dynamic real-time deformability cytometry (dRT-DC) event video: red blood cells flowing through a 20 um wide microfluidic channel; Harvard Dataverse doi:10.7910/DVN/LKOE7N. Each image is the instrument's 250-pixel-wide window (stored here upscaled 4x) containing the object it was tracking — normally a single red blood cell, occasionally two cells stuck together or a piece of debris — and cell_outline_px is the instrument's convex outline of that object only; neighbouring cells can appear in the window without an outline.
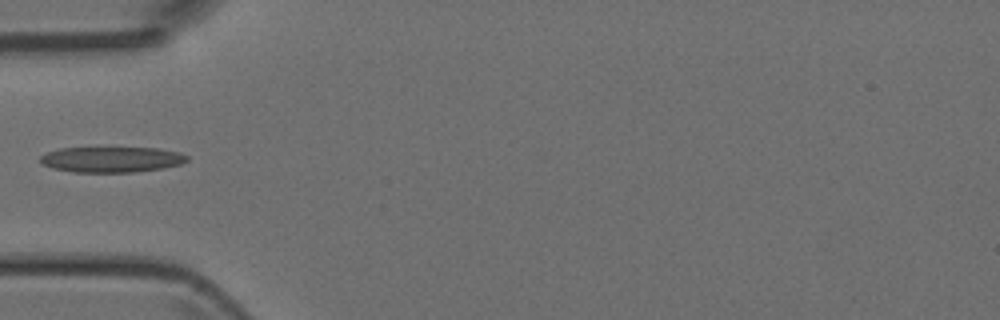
{"species": "Egyptian fruit bat (a non-hibernating species)", "species_latin": "Rousettus aegyptiacus", "temperature_condition": "room temperature", "stored_images_in_passage": 9, "camera_frame_rate_fps": 3000, "um_per_image_px": 0.085, "animal": {"sex": "female"}, "frame": {"image": 1, "passage_image": 1, "time_ms": 0.0, "image_size_px": [1000, 320], "cell_outline_px": [[188, 160], [180, 164], [164, 168], [132, 172], [72, 172], [52, 168], [40, 164], [40, 156], [48, 152], [60, 148], [160, 148], [180, 152], [188, 156]], "centroid_in_image_um": [9.48, 13.55], "position_along_channel_um": 75.5, "area_um2": 21.96}}
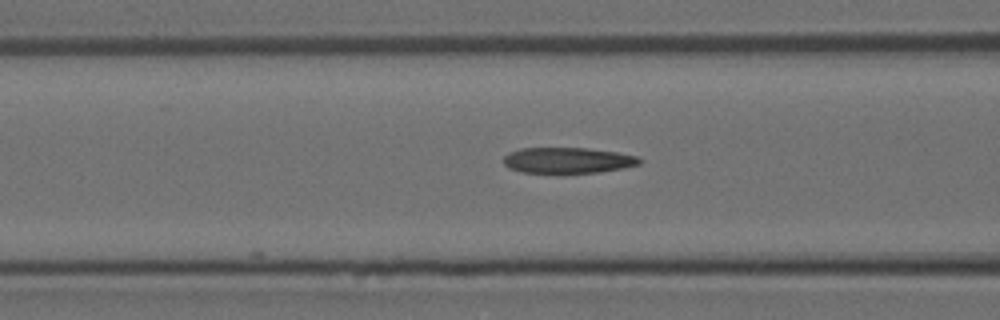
{"frame": {"image": 2, "passage_image": 4, "time_ms": 1.0, "image_size_px": [1000, 320], "cell_outline_px": [[644, 160], [640, 164], [624, 168], [600, 172], [560, 176], [520, 172], [508, 168], [504, 164], [504, 156], [508, 152], [520, 148], [584, 148], [616, 152], [636, 156]], "centroid_in_image_um": [48.22, 13.68], "position_along_channel_um": 118.4, "area_um2": 21.5}}
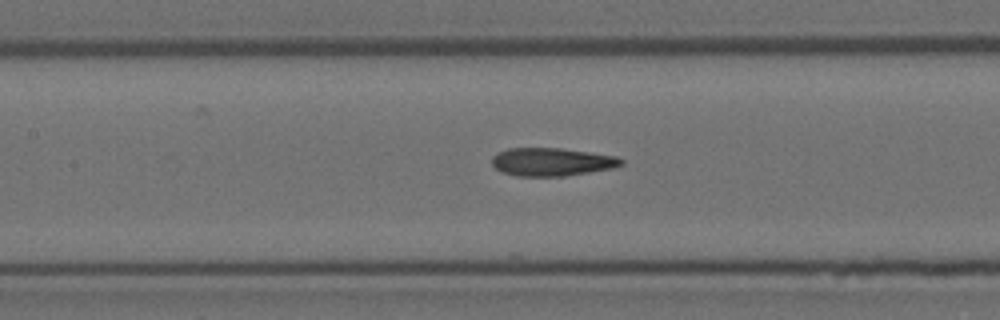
{"frame": {"image": 3, "passage_image": 7, "time_ms": 2.0, "image_size_px": [1000, 320], "cell_outline_px": [[624, 164], [612, 168], [564, 176], [516, 176], [504, 172], [496, 168], [492, 164], [492, 156], [496, 152], [508, 148], [560, 148], [616, 156], [624, 160]], "centroid_in_image_um": [46.88, 13.75], "position_along_channel_um": 160.5, "area_um2": 21.1}}